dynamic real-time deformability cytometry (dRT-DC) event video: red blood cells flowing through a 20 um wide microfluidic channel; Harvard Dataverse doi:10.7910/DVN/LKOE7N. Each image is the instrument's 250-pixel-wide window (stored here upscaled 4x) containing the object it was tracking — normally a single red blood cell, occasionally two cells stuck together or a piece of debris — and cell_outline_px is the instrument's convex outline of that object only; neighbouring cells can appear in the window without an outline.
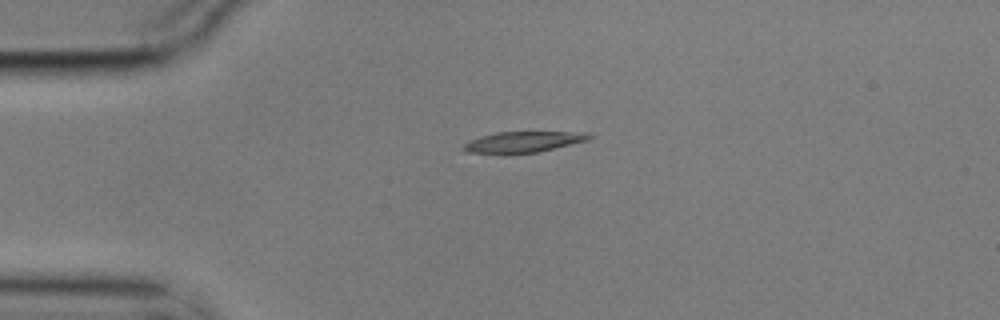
{"species": "common noctule bat (a hibernating species)", "species_latin": "Nyctalus noctula", "temperature_condition": "cold", "stored_images_in_passage": 45, "camera_frame_rate_fps": 3000, "um_per_image_px": 0.085, "animal": {"sex": "male", "body_mass_g": 17.9}, "frame": {"image": 1, "passage_image": 1, "time_ms": 0.0, "image_size_px": [1000, 320], "cell_outline_px": [[596, 136], [588, 140], [536, 152], [464, 152], [464, 144], [468, 140], [480, 136], [496, 132], [588, 132]], "centroid_in_image_um": [44.53, 12.02], "position_along_channel_um": 40.5, "area_um2": 14.85}}
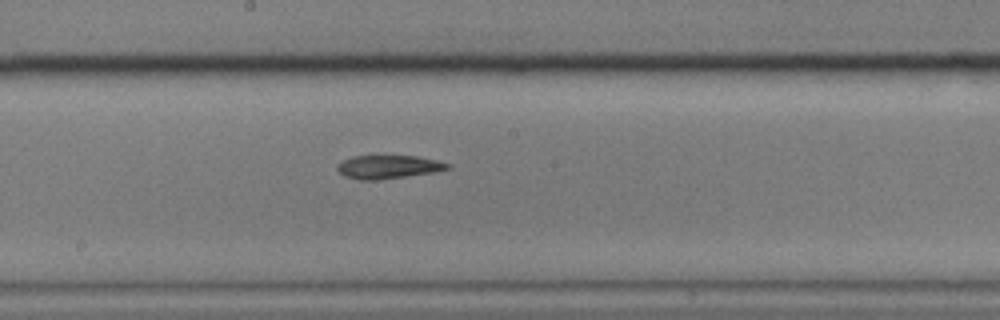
{"frame": {"image": 2, "passage_image": 18, "time_ms": 5.667, "image_size_px": [1000, 320], "cell_outline_px": [[452, 168], [432, 172], [376, 180], [360, 180], [344, 176], [336, 168], [336, 164], [340, 160], [352, 156], [416, 156], [436, 160], [452, 164]], "centroid_in_image_um": [32.96, 14.18], "position_along_channel_um": 215.2, "area_um2": 15.03}}
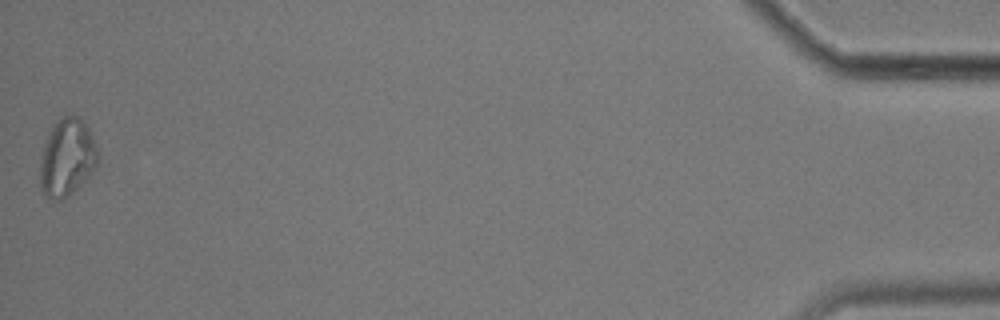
{"frame": {"image": 3, "passage_image": 44, "time_ms": 14.333, "image_size_px": [1000, 320], "cell_outline_px": [[96, 164], [88, 176], [68, 196], [60, 200], [48, 200], [40, 188], [40, 156], [44, 144], [52, 124], [64, 116], [76, 116], [88, 128], [96, 148]], "centroid_in_image_um": [5.63, 13.42], "position_along_channel_um": 429.6, "area_um2": 25.61}}